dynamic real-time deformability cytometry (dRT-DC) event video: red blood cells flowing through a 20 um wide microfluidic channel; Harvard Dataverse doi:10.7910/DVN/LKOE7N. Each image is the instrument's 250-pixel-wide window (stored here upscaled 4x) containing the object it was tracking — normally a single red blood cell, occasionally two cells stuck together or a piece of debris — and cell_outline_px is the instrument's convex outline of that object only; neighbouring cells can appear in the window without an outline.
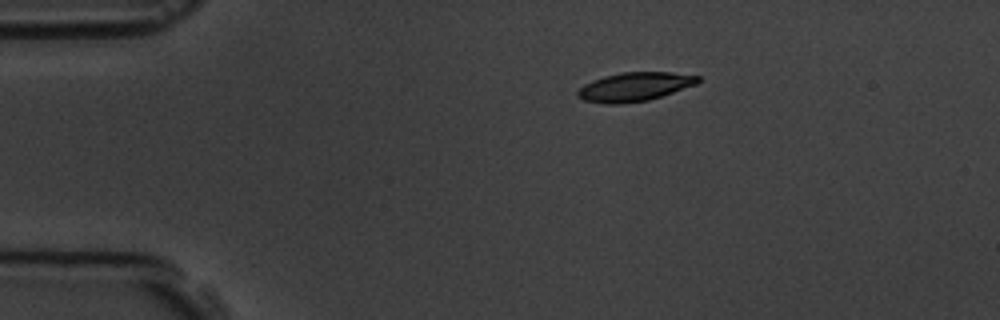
{"species": "common noctule bat (a hibernating species)", "species_latin": "Nyctalus noctula", "temperature_condition": "room temperature", "stored_images_in_passage": 4, "camera_frame_rate_fps": 3000, "um_per_image_px": 0.085, "animal": {"sex": "male", "body_mass_g": 19.5, "forearm_length_mm": 54.6}, "frame": {"image": 1, "passage_image": 1, "time_ms": 0.0, "image_size_px": [1000, 320], "cell_outline_px": [[700, 80], [696, 84], [648, 100], [616, 104], [604, 104], [584, 100], [576, 96], [576, 92], [584, 84], [592, 80], [604, 76], [620, 72], [672, 72], [700, 76]], "centroid_in_image_um": [53.9, 7.37], "position_along_channel_um": 31.1, "area_um2": 20.11}}
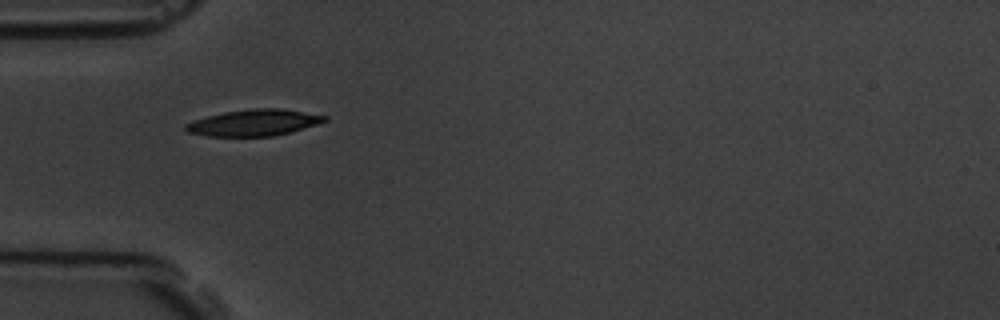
{"frame": {"image": 2, "passage_image": 3, "time_ms": 2.333, "image_size_px": [1000, 320], "cell_outline_px": [[328, 120], [316, 124], [288, 132], [272, 136], [204, 136], [188, 132], [184, 128], [184, 124], [208, 116], [224, 112], [252, 108], [280, 108], [328, 116]], "centroid_in_image_um": [21.56, 10.42], "position_along_channel_um": 63.4, "area_um2": 21.1}}
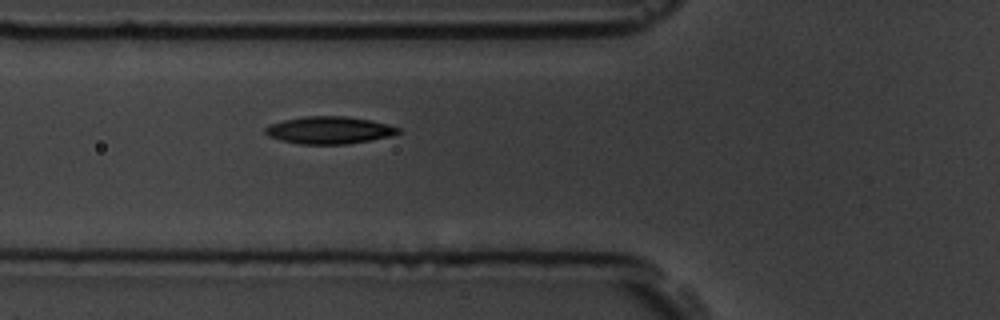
{"frame": {"image": 3, "passage_image": 4, "time_ms": 3.333, "image_size_px": [1000, 320], "cell_outline_px": [[400, 132], [392, 136], [348, 144], [300, 144], [280, 140], [268, 136], [264, 132], [264, 128], [268, 124], [284, 120], [304, 116], [344, 116], [372, 120], [388, 124], [400, 128]], "centroid_in_image_um": [27.97, 11.06], "position_along_channel_um": 97.8, "area_um2": 21.33}}